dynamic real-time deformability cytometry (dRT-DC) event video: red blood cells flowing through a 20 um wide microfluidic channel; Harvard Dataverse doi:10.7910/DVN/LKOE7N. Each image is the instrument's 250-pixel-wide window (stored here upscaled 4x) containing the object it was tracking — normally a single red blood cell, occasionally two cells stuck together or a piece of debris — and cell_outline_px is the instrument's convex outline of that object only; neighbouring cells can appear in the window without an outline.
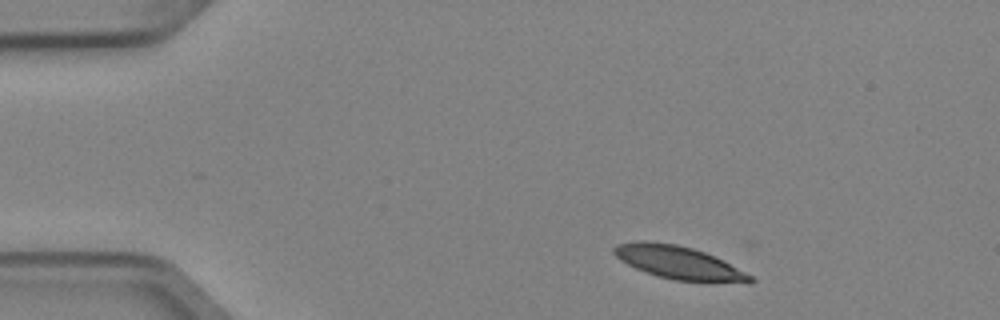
{"species": "Egyptian fruit bat (a non-hibernating species)", "species_latin": "Rousettus aegyptiacus", "temperature_condition": "cold", "stored_images_in_passage": 3, "camera_frame_rate_fps": 3000, "um_per_image_px": 0.085, "animal": {"sex": "female"}, "frame": {"image": 1, "passage_image": 1, "time_ms": 0.0, "image_size_px": [1000, 320], "cell_outline_px": [[756, 280], [752, 284], [748, 284], [672, 280], [656, 276], [636, 268], [620, 260], [612, 252], [612, 248], [616, 244], [640, 240], [644, 240], [676, 244], [692, 248], [704, 252], [724, 260], [752, 276]], "centroid_in_image_um": [57.73, 22.34], "position_along_channel_um": 27.3, "area_um2": 26.65}}